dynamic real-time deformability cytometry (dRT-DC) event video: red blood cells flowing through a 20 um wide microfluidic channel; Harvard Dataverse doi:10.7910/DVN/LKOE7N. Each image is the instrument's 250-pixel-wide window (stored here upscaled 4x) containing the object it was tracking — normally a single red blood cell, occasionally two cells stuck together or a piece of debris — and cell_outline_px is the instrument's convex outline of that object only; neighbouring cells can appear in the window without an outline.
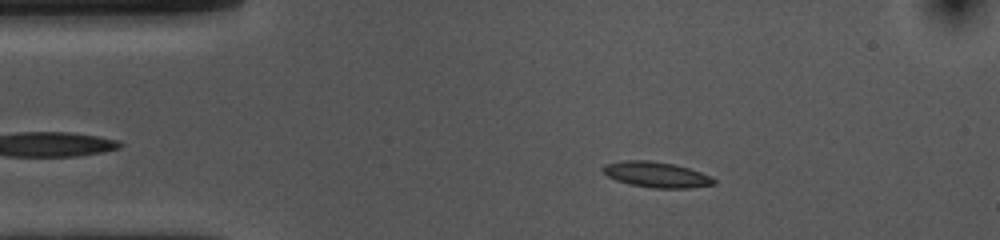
{"species": "common noctule bat (a hibernating species)", "species_latin": "Nyctalus noctula", "temperature_condition": "cold", "stored_images_in_passage": 52, "camera_frame_rate_fps": 3000, "um_per_image_px": 0.085, "animal": {"sex": "female", "body_mass_g": 10.0, "forearm_length_mm": 53.1}, "frame": {"image": 1, "passage_image": 8, "time_ms": 2.333, "image_size_px": [1000, 240], "cell_outline_px": [[716, 184], [692, 188], [652, 188], [628, 184], [616, 180], [608, 176], [600, 168], [604, 164], [624, 160], [648, 160], [676, 164], [712, 176], [716, 180]], "centroid_in_image_um": [55.8, 14.84], "position_along_channel_um": 29.2, "area_um2": 16.76}}
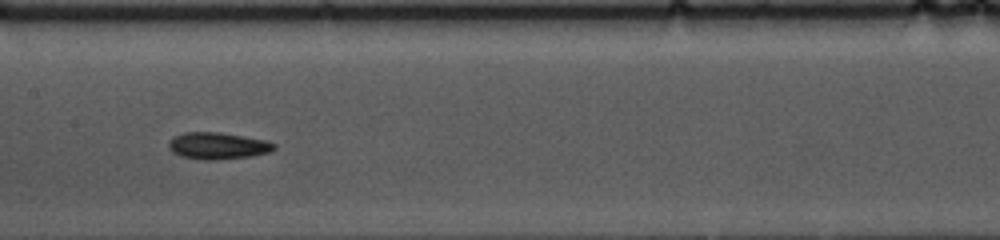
{"frame": {"image": 2, "passage_image": 24, "time_ms": 7.667, "image_size_px": [1000, 240], "cell_outline_px": [[276, 148], [268, 152], [252, 156], [216, 160], [204, 160], [180, 156], [172, 152], [168, 148], [168, 140], [184, 132], [220, 132], [244, 136], [264, 140], [276, 144]], "centroid_in_image_um": [18.48, 12.39], "position_along_channel_um": 188.9, "area_um2": 16.53}}
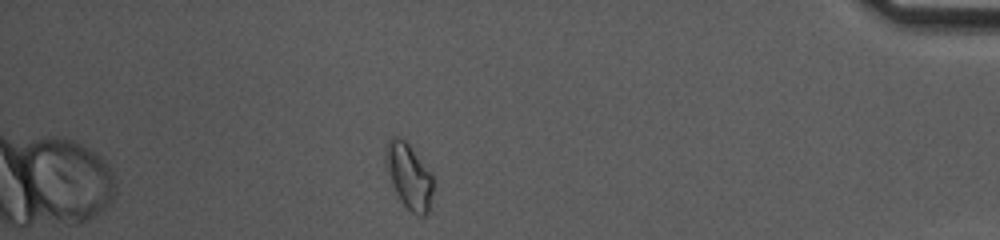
{"frame": {"image": 3, "passage_image": 45, "time_ms": 14.667, "image_size_px": [1000, 240], "cell_outline_px": [[432, 192], [428, 212], [424, 216], [420, 216], [412, 212], [400, 200], [392, 184], [384, 160], [384, 148], [388, 140], [392, 136], [400, 136], [408, 144], [432, 172]], "centroid_in_image_um": [34.74, 14.92], "position_along_channel_um": 400.5, "area_um2": 18.03}, "authors_computed_cell_mechanics": {"area_um2": 15.9239, "velocity_mm_per_s": 3.7068, "shape_relaxation_time_tau1_ms": 6.1503, "shape_relaxation_time_tau2_ms": null, "deformation_change_tau1": 0.1219, "deformation_change_tau2": null}}